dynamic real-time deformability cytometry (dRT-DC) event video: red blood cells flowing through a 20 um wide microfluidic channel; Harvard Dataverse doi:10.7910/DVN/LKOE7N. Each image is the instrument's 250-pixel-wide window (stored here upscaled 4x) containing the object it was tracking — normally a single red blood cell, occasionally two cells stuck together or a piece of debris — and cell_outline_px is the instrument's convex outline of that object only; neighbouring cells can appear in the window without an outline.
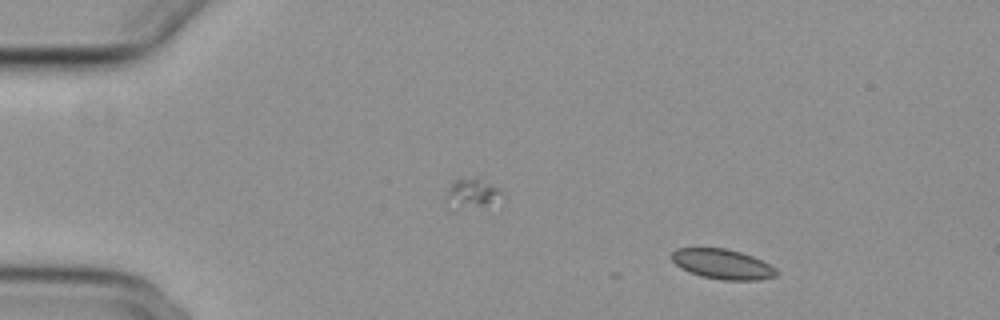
{"species": "common noctule bat (a hibernating species)", "species_latin": "Nyctalus noctula", "temperature_condition": "cold", "stored_images_in_passage": 8, "camera_frame_rate_fps": 3000, "um_per_image_px": 0.085, "animal": {"sex": "female", "body_mass_g": 29.2, "forearm_length_mm": 56.3}, "frame": {"image": 1, "passage_image": 1, "time_ms": 0.0, "image_size_px": [1000, 320], "cell_outline_px": [[776, 276], [760, 280], [724, 280], [700, 276], [688, 272], [680, 268], [672, 260], [672, 252], [676, 248], [724, 248], [740, 252], [752, 256], [776, 268]], "centroid_in_image_um": [61.38, 22.45], "position_along_channel_um": 23.6, "area_um2": 18.21}}